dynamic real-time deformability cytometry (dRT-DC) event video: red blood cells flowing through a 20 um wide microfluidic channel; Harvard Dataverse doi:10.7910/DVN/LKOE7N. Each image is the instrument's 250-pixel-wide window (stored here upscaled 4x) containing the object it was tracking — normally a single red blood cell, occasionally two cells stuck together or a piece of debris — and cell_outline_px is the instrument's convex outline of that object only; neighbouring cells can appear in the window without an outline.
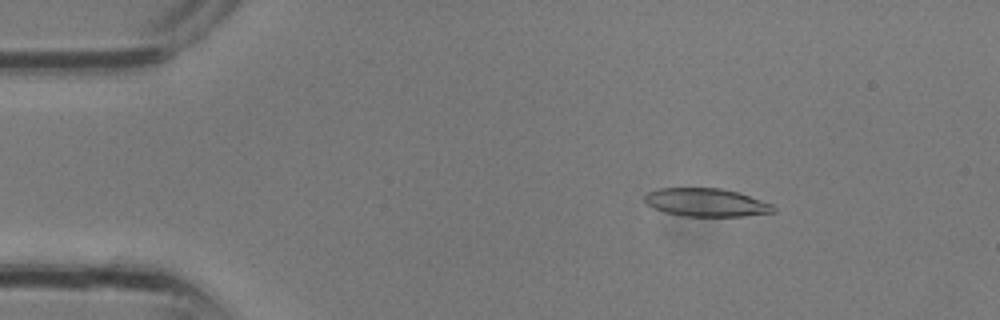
{"species": "common noctule bat (a hibernating species)", "species_latin": "Nyctalus noctula", "temperature_condition": "room temperature", "stored_images_in_passage": 17, "camera_frame_rate_fps": 3000, "um_per_image_px": 0.085, "animal": {"sex": "male", "body_mass_g": 13.3}, "frame": {"image": 1, "passage_image": 5, "time_ms": 1.333, "image_size_px": [1000, 320], "cell_outline_px": [[776, 212], [744, 216], [680, 216], [664, 212], [648, 204], [644, 200], [644, 196], [648, 192], [656, 188], [720, 188], [736, 192], [772, 204], [776, 208]], "centroid_in_image_um": [60.01, 17.21], "position_along_channel_um": 25.0, "area_um2": 21.04}}
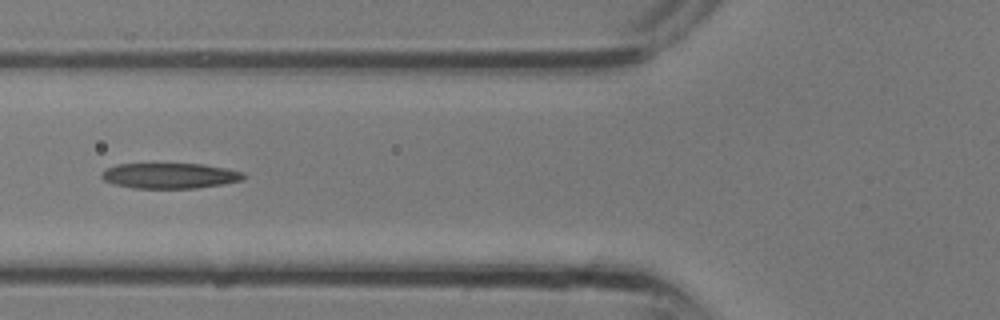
{"frame": {"image": 2, "passage_image": 12, "time_ms": 3.667, "image_size_px": [1000, 320], "cell_outline_px": [[248, 176], [240, 180], [220, 184], [196, 188], [132, 188], [116, 184], [104, 180], [100, 176], [100, 172], [104, 168], [116, 164], [204, 164], [228, 168], [244, 172]], "centroid_in_image_um": [14.42, 14.92], "position_along_channel_um": 111.4, "area_um2": 21.15}}
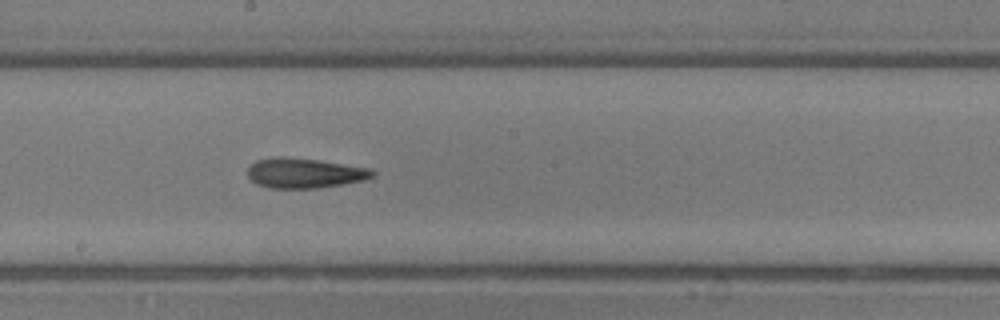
{"frame": {"image": 3, "passage_image": 17, "time_ms": 5.333, "image_size_px": [1000, 320], "cell_outline_px": [[376, 172], [372, 176], [364, 180], [316, 188], [268, 188], [256, 184], [248, 176], [248, 168], [256, 160], [276, 156], [284, 156], [316, 160], [372, 168]], "centroid_in_image_um": [25.86, 14.7], "position_along_channel_um": 222.3, "area_um2": 21.73}}